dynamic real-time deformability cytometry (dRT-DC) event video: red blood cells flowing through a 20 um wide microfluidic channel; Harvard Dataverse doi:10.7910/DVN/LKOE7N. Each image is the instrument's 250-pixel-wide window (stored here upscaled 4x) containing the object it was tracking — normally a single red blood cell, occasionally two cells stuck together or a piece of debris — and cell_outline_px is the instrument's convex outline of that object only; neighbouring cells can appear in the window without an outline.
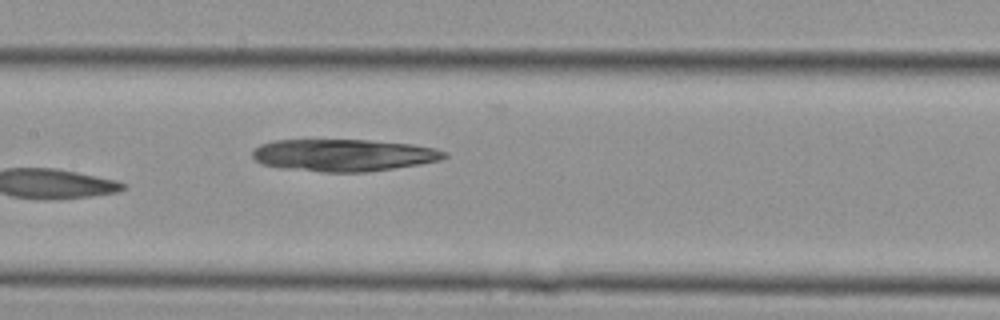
{"species": "Egyptian fruit bat (a non-hibernating species)", "species_latin": "Rousettus aegyptiacus", "temperature_condition": "cold", "stored_images_in_passage": 15, "camera_frame_rate_fps": 3000, "um_per_image_px": 0.085, "animal": {"sex": "female"}, "frame": {"image": 1, "passage_image": 15, "time_ms": 4.667, "image_size_px": [1000, 320], "cell_outline_px": [[448, 156], [440, 160], [420, 164], [364, 172], [324, 172], [280, 168], [260, 164], [252, 156], [252, 148], [260, 144], [272, 140], [368, 140], [412, 144], [436, 148], [448, 152]], "centroid_in_image_um": [29.17, 13.18], "position_along_channel_um": 178.2, "area_um2": 36.18}}